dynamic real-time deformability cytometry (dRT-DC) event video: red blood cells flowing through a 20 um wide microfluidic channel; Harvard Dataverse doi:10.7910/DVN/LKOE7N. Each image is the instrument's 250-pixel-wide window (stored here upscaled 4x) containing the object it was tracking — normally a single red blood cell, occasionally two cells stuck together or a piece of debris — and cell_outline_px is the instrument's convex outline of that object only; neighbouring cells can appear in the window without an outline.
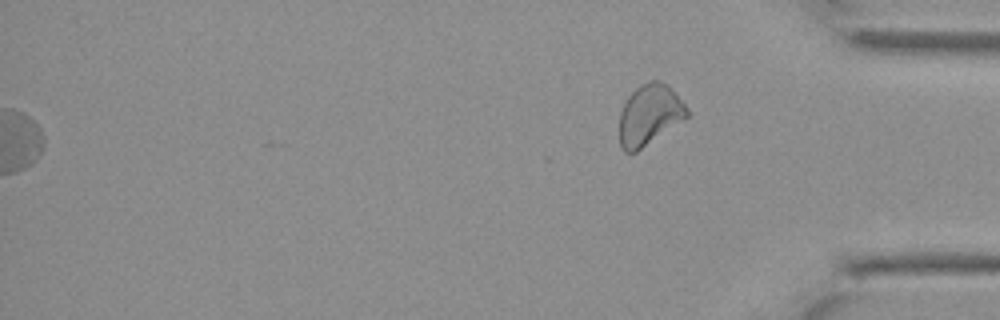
{"species": "Egyptian fruit bat (a non-hibernating species)", "species_latin": "Rousettus aegyptiacus", "temperature_condition": "cold", "stored_images_in_passage": 34, "segment_of_instrument_passage": [2, 2], "camera_frame_rate_fps": 3000, "um_per_image_px": 0.085, "animal": {"sex": "female"}, "frame": {"image": 1, "passage_image": 34, "time_ms": 11.0, "image_size_px": [1000, 320], "cell_outline_px": [[688, 116], [636, 152], [624, 152], [620, 144], [620, 112], [628, 96], [640, 84], [648, 80], [656, 80], [664, 84], [688, 108]], "centroid_in_image_um": [55.16, 9.77], "position_along_channel_um": 380.0, "area_um2": 23.24}}